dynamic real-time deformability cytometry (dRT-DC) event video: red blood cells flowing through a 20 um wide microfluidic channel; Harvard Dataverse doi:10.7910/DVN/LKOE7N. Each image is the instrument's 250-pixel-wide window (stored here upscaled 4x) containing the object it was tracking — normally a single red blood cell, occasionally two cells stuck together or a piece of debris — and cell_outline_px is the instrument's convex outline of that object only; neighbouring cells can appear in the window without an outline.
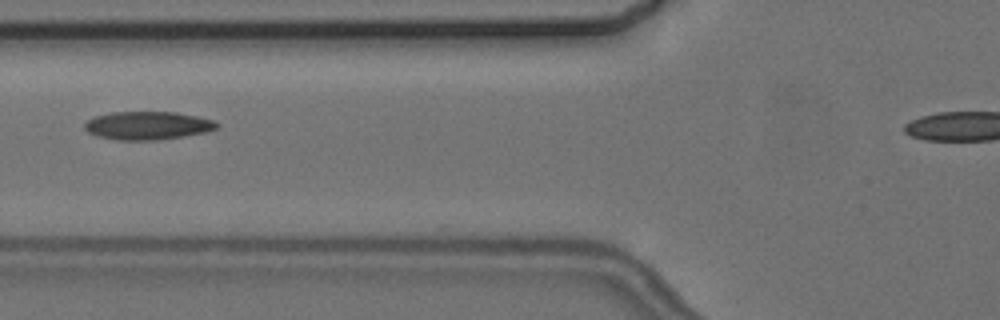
{"species": "common noctule bat (a hibernating species)", "species_latin": "Nyctalus noctula", "temperature_condition": "cold", "stored_images_in_passage": 4, "camera_frame_rate_fps": 3000, "um_per_image_px": 0.085, "animal": {"sex": "female", "body_mass_g": 24.6, "forearm_length_mm": 56.2}, "frame": {"image": 1, "passage_image": 4, "time_ms": 3.333, "image_size_px": [1000, 320], "cell_outline_px": [[220, 124], [216, 128], [208, 132], [160, 140], [116, 140], [96, 136], [88, 132], [84, 128], [84, 124], [88, 120], [96, 116], [112, 112], [176, 112], [216, 120]], "centroid_in_image_um": [12.58, 10.68], "position_along_channel_um": 113.2, "area_um2": 21.91}}